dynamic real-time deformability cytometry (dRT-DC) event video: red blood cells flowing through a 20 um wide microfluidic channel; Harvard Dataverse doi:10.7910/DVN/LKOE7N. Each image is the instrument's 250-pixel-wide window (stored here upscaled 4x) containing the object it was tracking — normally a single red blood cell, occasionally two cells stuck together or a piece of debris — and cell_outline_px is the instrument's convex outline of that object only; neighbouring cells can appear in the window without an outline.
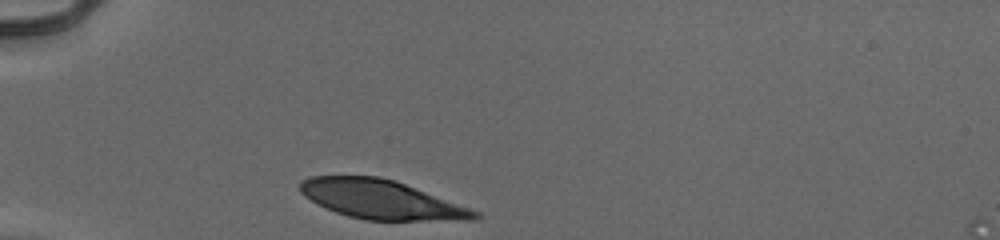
{"species": "human", "species_latin": "Homo sapiens", "temperature_condition": "cold", "stored_images_in_passage": 29, "camera_frame_rate_fps": 3000, "um_per_image_px": 0.085, "donor": {"sex": "male"}, "frame": {"image": 1, "passage_image": 1, "time_ms": 0.0, "image_size_px": [1000, 240], "cell_outline_px": [[484, 216], [476, 220], [364, 220], [348, 216], [336, 212], [316, 204], [304, 196], [300, 192], [300, 184], [304, 180], [312, 176], [380, 176], [404, 184], [480, 212]], "centroid_in_image_um": [32.4, 16.97], "position_along_channel_um": 52.6, "area_um2": 39.25}}
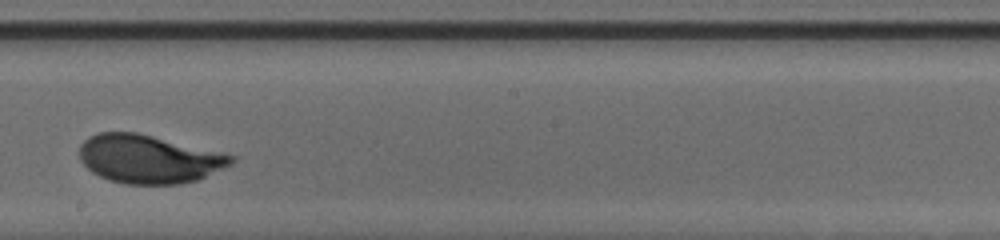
{"frame": {"image": 2, "passage_image": 17, "time_ms": 5.333, "image_size_px": [1000, 240], "cell_outline_px": [[236, 160], [232, 164], [196, 180], [180, 184], [124, 184], [108, 180], [92, 172], [80, 160], [80, 144], [88, 136], [100, 132], [136, 132], [236, 156]], "centroid_in_image_um": [12.62, 13.52], "position_along_channel_um": 235.6, "area_um2": 42.6}}
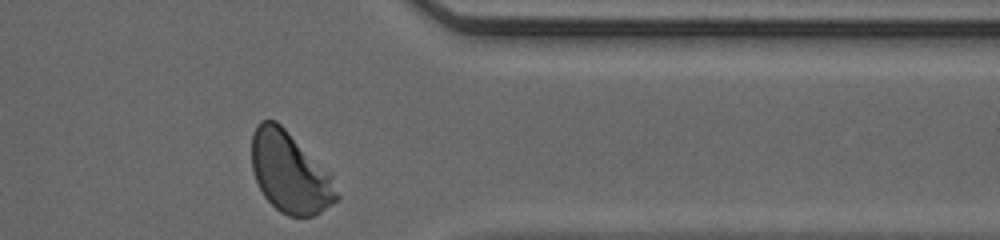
{"frame": {"image": 3, "passage_image": 29, "time_ms": 9.333, "image_size_px": [1000, 240], "cell_outline_px": [[340, 196], [332, 204], [320, 212], [312, 216], [288, 216], [280, 212], [264, 196], [256, 180], [252, 168], [252, 132], [256, 124], [260, 120], [276, 120], [332, 176]], "centroid_in_image_um": [24.62, 14.67], "position_along_channel_um": 386.8, "area_um2": 39.54}, "authors_computed_cell_mechanics": {"area_um2": 42.1362, "velocity_mm_per_s": 3.9093, "shape_relaxation_time_tau1_ms": 2.4483, "shape_relaxation_time_tau2_ms": null, "deformation_change_tau1": 0.1554, "deformation_change_tau2": null}}